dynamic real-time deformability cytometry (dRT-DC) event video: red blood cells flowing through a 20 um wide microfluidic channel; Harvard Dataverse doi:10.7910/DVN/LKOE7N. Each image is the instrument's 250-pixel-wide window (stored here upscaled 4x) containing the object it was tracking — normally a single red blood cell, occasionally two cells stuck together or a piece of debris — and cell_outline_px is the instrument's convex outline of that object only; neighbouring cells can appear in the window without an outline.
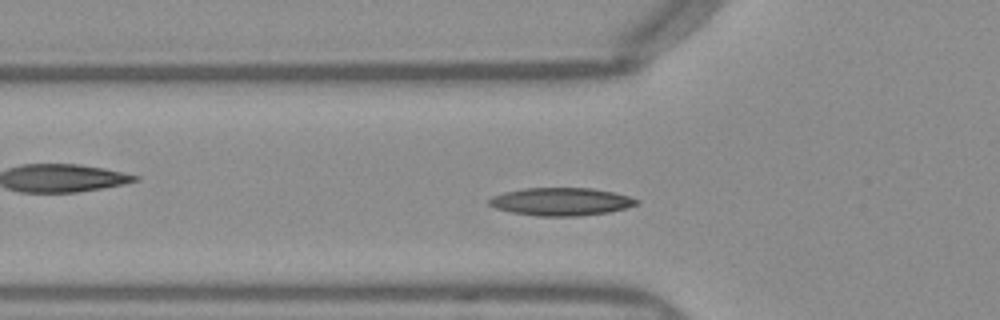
{"species": "Egyptian fruit bat (a non-hibernating species)", "species_latin": "Rousettus aegyptiacus", "temperature_condition": "warm", "stored_images_in_passage": 49, "camera_frame_rate_fps": 3000, "um_per_image_px": 0.085, "frame": {"image": 1, "passage_image": 14, "time_ms": 4.333, "image_size_px": [1000, 320], "cell_outline_px": [[640, 204], [608, 212], [576, 216], [536, 216], [512, 212], [496, 208], [488, 204], [488, 200], [492, 196], [504, 192], [524, 188], [592, 188], [612, 192], [628, 196], [640, 200]], "centroid_in_image_um": [47.68, 17.13], "position_along_channel_um": 78.1, "area_um2": 23.87}}
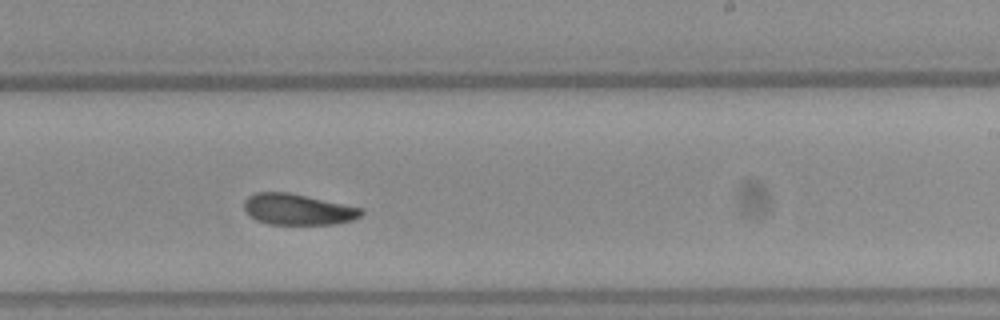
{"frame": {"image": 2, "passage_image": 28, "time_ms": 9.0, "image_size_px": [1000, 320], "cell_outline_px": [[364, 212], [360, 216], [352, 220], [336, 224], [268, 224], [256, 220], [244, 208], [244, 200], [248, 196], [256, 192], [288, 192], [364, 208]], "centroid_in_image_um": [25.34, 17.79], "position_along_channel_um": 263.7, "area_um2": 21.15}}
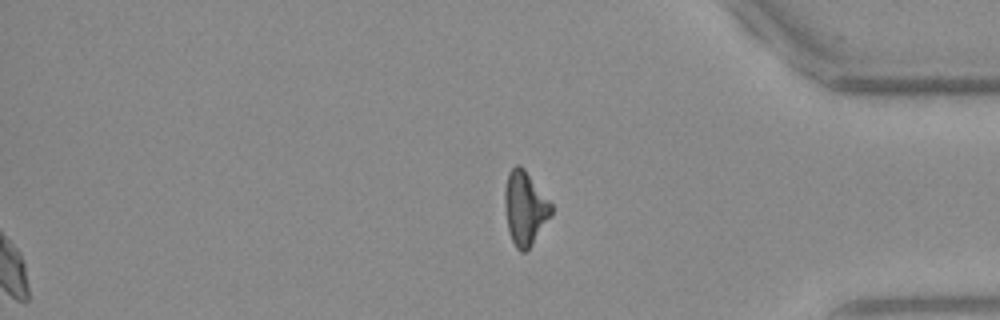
{"frame": {"image": 3, "passage_image": 49, "time_ms": 16.0, "image_size_px": [1000, 320], "cell_outline_px": [[552, 216], [532, 244], [524, 252], [520, 252], [516, 248], [508, 232], [504, 208], [504, 192], [508, 172], [516, 164], [520, 164], [524, 168], [552, 204]], "centroid_in_image_um": [44.61, 17.69], "position_along_channel_um": 390.6, "area_um2": 20.17}, "authors_computed_cell_mechanics": {"area_um2": 21.8484, "velocity_mm_per_s": 3.9565, "shape_relaxation_time_tau1_ms": null, "shape_relaxation_time_tau2_ms": 6.1979, "deformation_change_tau1": null, "deformation_change_tau2": 0.1161}}